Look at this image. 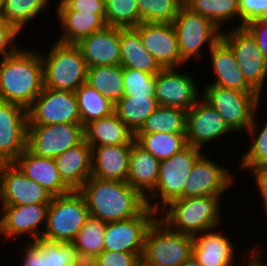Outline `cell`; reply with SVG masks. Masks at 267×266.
Segmentation results:
<instances>
[{"label":"cell","instance_id":"21","mask_svg":"<svg viewBox=\"0 0 267 266\" xmlns=\"http://www.w3.org/2000/svg\"><path fill=\"white\" fill-rule=\"evenodd\" d=\"M76 45L88 68L118 66L121 63L120 28L106 26L81 39Z\"/></svg>","mask_w":267,"mask_h":266},{"label":"cell","instance_id":"49","mask_svg":"<svg viewBox=\"0 0 267 266\" xmlns=\"http://www.w3.org/2000/svg\"><path fill=\"white\" fill-rule=\"evenodd\" d=\"M245 27L255 37L260 51L267 60V18L253 20Z\"/></svg>","mask_w":267,"mask_h":266},{"label":"cell","instance_id":"2","mask_svg":"<svg viewBox=\"0 0 267 266\" xmlns=\"http://www.w3.org/2000/svg\"><path fill=\"white\" fill-rule=\"evenodd\" d=\"M44 88L40 52L19 48L0 60V100L28 109Z\"/></svg>","mask_w":267,"mask_h":266},{"label":"cell","instance_id":"17","mask_svg":"<svg viewBox=\"0 0 267 266\" xmlns=\"http://www.w3.org/2000/svg\"><path fill=\"white\" fill-rule=\"evenodd\" d=\"M53 195L26 177L14 163H7L0 175V206L50 204Z\"/></svg>","mask_w":267,"mask_h":266},{"label":"cell","instance_id":"33","mask_svg":"<svg viewBox=\"0 0 267 266\" xmlns=\"http://www.w3.org/2000/svg\"><path fill=\"white\" fill-rule=\"evenodd\" d=\"M106 222L89 216L85 224L71 241L78 259L94 260L104 251Z\"/></svg>","mask_w":267,"mask_h":266},{"label":"cell","instance_id":"10","mask_svg":"<svg viewBox=\"0 0 267 266\" xmlns=\"http://www.w3.org/2000/svg\"><path fill=\"white\" fill-rule=\"evenodd\" d=\"M232 29H222L221 38L231 47L246 82L260 95L261 101V93L267 80V60L255 37L245 26Z\"/></svg>","mask_w":267,"mask_h":266},{"label":"cell","instance_id":"30","mask_svg":"<svg viewBox=\"0 0 267 266\" xmlns=\"http://www.w3.org/2000/svg\"><path fill=\"white\" fill-rule=\"evenodd\" d=\"M121 63L123 68L141 70L156 75L162 68L145 49L135 28H120Z\"/></svg>","mask_w":267,"mask_h":266},{"label":"cell","instance_id":"16","mask_svg":"<svg viewBox=\"0 0 267 266\" xmlns=\"http://www.w3.org/2000/svg\"><path fill=\"white\" fill-rule=\"evenodd\" d=\"M177 68H162L156 74L155 98L159 106L188 111L201 98L197 81Z\"/></svg>","mask_w":267,"mask_h":266},{"label":"cell","instance_id":"1","mask_svg":"<svg viewBox=\"0 0 267 266\" xmlns=\"http://www.w3.org/2000/svg\"><path fill=\"white\" fill-rule=\"evenodd\" d=\"M89 215L103 222H115L138 216L146 199L126 181L101 180L91 176L79 189Z\"/></svg>","mask_w":267,"mask_h":266},{"label":"cell","instance_id":"23","mask_svg":"<svg viewBox=\"0 0 267 266\" xmlns=\"http://www.w3.org/2000/svg\"><path fill=\"white\" fill-rule=\"evenodd\" d=\"M13 163L54 197L72 191L61 179L54 158L36 156L26 148Z\"/></svg>","mask_w":267,"mask_h":266},{"label":"cell","instance_id":"37","mask_svg":"<svg viewBox=\"0 0 267 266\" xmlns=\"http://www.w3.org/2000/svg\"><path fill=\"white\" fill-rule=\"evenodd\" d=\"M183 5L212 21L220 30L224 22L239 16V0H185Z\"/></svg>","mask_w":267,"mask_h":266},{"label":"cell","instance_id":"28","mask_svg":"<svg viewBox=\"0 0 267 266\" xmlns=\"http://www.w3.org/2000/svg\"><path fill=\"white\" fill-rule=\"evenodd\" d=\"M134 133L114 112L107 117L93 120L84 126V140L93 147L132 145Z\"/></svg>","mask_w":267,"mask_h":266},{"label":"cell","instance_id":"14","mask_svg":"<svg viewBox=\"0 0 267 266\" xmlns=\"http://www.w3.org/2000/svg\"><path fill=\"white\" fill-rule=\"evenodd\" d=\"M230 168L221 166L203 153L194 163L184 187V198L221 197L236 182ZM234 175V176H233Z\"/></svg>","mask_w":267,"mask_h":266},{"label":"cell","instance_id":"7","mask_svg":"<svg viewBox=\"0 0 267 266\" xmlns=\"http://www.w3.org/2000/svg\"><path fill=\"white\" fill-rule=\"evenodd\" d=\"M89 210L78 190L53 197L47 210L43 239L71 243L89 217Z\"/></svg>","mask_w":267,"mask_h":266},{"label":"cell","instance_id":"46","mask_svg":"<svg viewBox=\"0 0 267 266\" xmlns=\"http://www.w3.org/2000/svg\"><path fill=\"white\" fill-rule=\"evenodd\" d=\"M93 261L97 266H136L141 259L135 253L104 250Z\"/></svg>","mask_w":267,"mask_h":266},{"label":"cell","instance_id":"9","mask_svg":"<svg viewBox=\"0 0 267 266\" xmlns=\"http://www.w3.org/2000/svg\"><path fill=\"white\" fill-rule=\"evenodd\" d=\"M172 25L176 32L181 59L185 63L192 59H201V55H204L202 46L207 45L210 49L221 39L222 30L209 19L191 12L184 5Z\"/></svg>","mask_w":267,"mask_h":266},{"label":"cell","instance_id":"45","mask_svg":"<svg viewBox=\"0 0 267 266\" xmlns=\"http://www.w3.org/2000/svg\"><path fill=\"white\" fill-rule=\"evenodd\" d=\"M56 9L86 14H105V0H60Z\"/></svg>","mask_w":267,"mask_h":266},{"label":"cell","instance_id":"29","mask_svg":"<svg viewBox=\"0 0 267 266\" xmlns=\"http://www.w3.org/2000/svg\"><path fill=\"white\" fill-rule=\"evenodd\" d=\"M56 12L63 30L57 41L62 43L76 44L81 39L103 30L107 26L105 14H86L77 11Z\"/></svg>","mask_w":267,"mask_h":266},{"label":"cell","instance_id":"19","mask_svg":"<svg viewBox=\"0 0 267 266\" xmlns=\"http://www.w3.org/2000/svg\"><path fill=\"white\" fill-rule=\"evenodd\" d=\"M135 29L139 32L145 49L161 68H180L185 65L172 23L142 22Z\"/></svg>","mask_w":267,"mask_h":266},{"label":"cell","instance_id":"26","mask_svg":"<svg viewBox=\"0 0 267 266\" xmlns=\"http://www.w3.org/2000/svg\"><path fill=\"white\" fill-rule=\"evenodd\" d=\"M159 167L160 161L134 141L130 150L126 182L146 199L156 187Z\"/></svg>","mask_w":267,"mask_h":266},{"label":"cell","instance_id":"4","mask_svg":"<svg viewBox=\"0 0 267 266\" xmlns=\"http://www.w3.org/2000/svg\"><path fill=\"white\" fill-rule=\"evenodd\" d=\"M54 42L46 54L40 52L44 87L75 92L86 83V61L76 44H66L57 40Z\"/></svg>","mask_w":267,"mask_h":266},{"label":"cell","instance_id":"41","mask_svg":"<svg viewBox=\"0 0 267 266\" xmlns=\"http://www.w3.org/2000/svg\"><path fill=\"white\" fill-rule=\"evenodd\" d=\"M142 22L172 23L182 0H136Z\"/></svg>","mask_w":267,"mask_h":266},{"label":"cell","instance_id":"52","mask_svg":"<svg viewBox=\"0 0 267 266\" xmlns=\"http://www.w3.org/2000/svg\"><path fill=\"white\" fill-rule=\"evenodd\" d=\"M181 266H202L200 263L195 259L193 255H191Z\"/></svg>","mask_w":267,"mask_h":266},{"label":"cell","instance_id":"42","mask_svg":"<svg viewBox=\"0 0 267 266\" xmlns=\"http://www.w3.org/2000/svg\"><path fill=\"white\" fill-rule=\"evenodd\" d=\"M124 97L155 96L156 75L132 68H123Z\"/></svg>","mask_w":267,"mask_h":266},{"label":"cell","instance_id":"22","mask_svg":"<svg viewBox=\"0 0 267 266\" xmlns=\"http://www.w3.org/2000/svg\"><path fill=\"white\" fill-rule=\"evenodd\" d=\"M217 228L193 236L192 255L202 266H234L235 247L232 239Z\"/></svg>","mask_w":267,"mask_h":266},{"label":"cell","instance_id":"8","mask_svg":"<svg viewBox=\"0 0 267 266\" xmlns=\"http://www.w3.org/2000/svg\"><path fill=\"white\" fill-rule=\"evenodd\" d=\"M201 97L225 120L229 128L240 133L247 131L260 107L257 92H240L217 85H205Z\"/></svg>","mask_w":267,"mask_h":266},{"label":"cell","instance_id":"24","mask_svg":"<svg viewBox=\"0 0 267 266\" xmlns=\"http://www.w3.org/2000/svg\"><path fill=\"white\" fill-rule=\"evenodd\" d=\"M211 65L216 79L207 85H217L222 88L240 92H256L245 80L237 65L236 57L231 47L221 38L208 49Z\"/></svg>","mask_w":267,"mask_h":266},{"label":"cell","instance_id":"54","mask_svg":"<svg viewBox=\"0 0 267 266\" xmlns=\"http://www.w3.org/2000/svg\"><path fill=\"white\" fill-rule=\"evenodd\" d=\"M6 164L7 162L0 156V175L2 174L3 168Z\"/></svg>","mask_w":267,"mask_h":266},{"label":"cell","instance_id":"13","mask_svg":"<svg viewBox=\"0 0 267 266\" xmlns=\"http://www.w3.org/2000/svg\"><path fill=\"white\" fill-rule=\"evenodd\" d=\"M158 216L147 206L136 217L106 223L104 250L135 253L141 259L146 232Z\"/></svg>","mask_w":267,"mask_h":266},{"label":"cell","instance_id":"55","mask_svg":"<svg viewBox=\"0 0 267 266\" xmlns=\"http://www.w3.org/2000/svg\"><path fill=\"white\" fill-rule=\"evenodd\" d=\"M3 4H4V0H0V14H1V11H2V8H3Z\"/></svg>","mask_w":267,"mask_h":266},{"label":"cell","instance_id":"48","mask_svg":"<svg viewBox=\"0 0 267 266\" xmlns=\"http://www.w3.org/2000/svg\"><path fill=\"white\" fill-rule=\"evenodd\" d=\"M24 244L25 250L21 257L22 262H20V266H45V262L47 260V253L45 250L37 243L31 242L30 240Z\"/></svg>","mask_w":267,"mask_h":266},{"label":"cell","instance_id":"18","mask_svg":"<svg viewBox=\"0 0 267 266\" xmlns=\"http://www.w3.org/2000/svg\"><path fill=\"white\" fill-rule=\"evenodd\" d=\"M28 124L26 108L0 100V156L7 163L27 148Z\"/></svg>","mask_w":267,"mask_h":266},{"label":"cell","instance_id":"36","mask_svg":"<svg viewBox=\"0 0 267 266\" xmlns=\"http://www.w3.org/2000/svg\"><path fill=\"white\" fill-rule=\"evenodd\" d=\"M134 141L159 161L171 158L188 145L186 134H135Z\"/></svg>","mask_w":267,"mask_h":266},{"label":"cell","instance_id":"51","mask_svg":"<svg viewBox=\"0 0 267 266\" xmlns=\"http://www.w3.org/2000/svg\"><path fill=\"white\" fill-rule=\"evenodd\" d=\"M260 247L261 246L258 245V246H255V248H250V247L248 248L247 251L249 252L250 256L249 257H247V256L243 257L244 259L246 257L248 260V262H247V264H245V266H267V261L265 263H264V260L262 261V257H261L262 255L261 254H263V249L261 250Z\"/></svg>","mask_w":267,"mask_h":266},{"label":"cell","instance_id":"12","mask_svg":"<svg viewBox=\"0 0 267 266\" xmlns=\"http://www.w3.org/2000/svg\"><path fill=\"white\" fill-rule=\"evenodd\" d=\"M27 113L28 125L80 124L75 92L44 87Z\"/></svg>","mask_w":267,"mask_h":266},{"label":"cell","instance_id":"11","mask_svg":"<svg viewBox=\"0 0 267 266\" xmlns=\"http://www.w3.org/2000/svg\"><path fill=\"white\" fill-rule=\"evenodd\" d=\"M83 140L82 124L28 125L27 149L39 157L55 158Z\"/></svg>","mask_w":267,"mask_h":266},{"label":"cell","instance_id":"39","mask_svg":"<svg viewBox=\"0 0 267 266\" xmlns=\"http://www.w3.org/2000/svg\"><path fill=\"white\" fill-rule=\"evenodd\" d=\"M51 0H4L0 16L19 32L29 20H34Z\"/></svg>","mask_w":267,"mask_h":266},{"label":"cell","instance_id":"53","mask_svg":"<svg viewBox=\"0 0 267 266\" xmlns=\"http://www.w3.org/2000/svg\"><path fill=\"white\" fill-rule=\"evenodd\" d=\"M75 266H97L93 260H81L79 259Z\"/></svg>","mask_w":267,"mask_h":266},{"label":"cell","instance_id":"31","mask_svg":"<svg viewBox=\"0 0 267 266\" xmlns=\"http://www.w3.org/2000/svg\"><path fill=\"white\" fill-rule=\"evenodd\" d=\"M86 83L114 105L124 97L123 67L93 66L87 69Z\"/></svg>","mask_w":267,"mask_h":266},{"label":"cell","instance_id":"15","mask_svg":"<svg viewBox=\"0 0 267 266\" xmlns=\"http://www.w3.org/2000/svg\"><path fill=\"white\" fill-rule=\"evenodd\" d=\"M48 206L49 204L1 206L0 236L6 240L13 237L15 240L27 235L31 242H36L44 232Z\"/></svg>","mask_w":267,"mask_h":266},{"label":"cell","instance_id":"20","mask_svg":"<svg viewBox=\"0 0 267 266\" xmlns=\"http://www.w3.org/2000/svg\"><path fill=\"white\" fill-rule=\"evenodd\" d=\"M230 131L233 132L221 115L202 97L187 111L186 140L192 147L203 151L205 143L216 141Z\"/></svg>","mask_w":267,"mask_h":266},{"label":"cell","instance_id":"32","mask_svg":"<svg viewBox=\"0 0 267 266\" xmlns=\"http://www.w3.org/2000/svg\"><path fill=\"white\" fill-rule=\"evenodd\" d=\"M158 106L155 96L123 97L114 112L135 135Z\"/></svg>","mask_w":267,"mask_h":266},{"label":"cell","instance_id":"44","mask_svg":"<svg viewBox=\"0 0 267 266\" xmlns=\"http://www.w3.org/2000/svg\"><path fill=\"white\" fill-rule=\"evenodd\" d=\"M240 23L236 27H243L249 22L267 18V0H239Z\"/></svg>","mask_w":267,"mask_h":266},{"label":"cell","instance_id":"40","mask_svg":"<svg viewBox=\"0 0 267 266\" xmlns=\"http://www.w3.org/2000/svg\"><path fill=\"white\" fill-rule=\"evenodd\" d=\"M105 23L109 27L135 28L142 23L136 0H105Z\"/></svg>","mask_w":267,"mask_h":266},{"label":"cell","instance_id":"34","mask_svg":"<svg viewBox=\"0 0 267 266\" xmlns=\"http://www.w3.org/2000/svg\"><path fill=\"white\" fill-rule=\"evenodd\" d=\"M187 111L176 107L158 106L136 134H186Z\"/></svg>","mask_w":267,"mask_h":266},{"label":"cell","instance_id":"27","mask_svg":"<svg viewBox=\"0 0 267 266\" xmlns=\"http://www.w3.org/2000/svg\"><path fill=\"white\" fill-rule=\"evenodd\" d=\"M131 145L92 148L91 176L110 181H126Z\"/></svg>","mask_w":267,"mask_h":266},{"label":"cell","instance_id":"6","mask_svg":"<svg viewBox=\"0 0 267 266\" xmlns=\"http://www.w3.org/2000/svg\"><path fill=\"white\" fill-rule=\"evenodd\" d=\"M202 154L201 149L187 145L171 158L160 161L159 178L154 191L146 198L147 206L159 214L172 200L184 198L188 176Z\"/></svg>","mask_w":267,"mask_h":266},{"label":"cell","instance_id":"56","mask_svg":"<svg viewBox=\"0 0 267 266\" xmlns=\"http://www.w3.org/2000/svg\"><path fill=\"white\" fill-rule=\"evenodd\" d=\"M136 266H148V265H145L142 261H140Z\"/></svg>","mask_w":267,"mask_h":266},{"label":"cell","instance_id":"50","mask_svg":"<svg viewBox=\"0 0 267 266\" xmlns=\"http://www.w3.org/2000/svg\"><path fill=\"white\" fill-rule=\"evenodd\" d=\"M252 176H254L252 178L255 180L254 182L259 190L260 198H262L264 215L267 217V164L259 167Z\"/></svg>","mask_w":267,"mask_h":266},{"label":"cell","instance_id":"47","mask_svg":"<svg viewBox=\"0 0 267 266\" xmlns=\"http://www.w3.org/2000/svg\"><path fill=\"white\" fill-rule=\"evenodd\" d=\"M20 32L0 16V60L14 53L19 47L15 44ZM2 57V58H1Z\"/></svg>","mask_w":267,"mask_h":266},{"label":"cell","instance_id":"43","mask_svg":"<svg viewBox=\"0 0 267 266\" xmlns=\"http://www.w3.org/2000/svg\"><path fill=\"white\" fill-rule=\"evenodd\" d=\"M47 253L45 266H75L79 260L71 243L49 241L39 238L36 241Z\"/></svg>","mask_w":267,"mask_h":266},{"label":"cell","instance_id":"25","mask_svg":"<svg viewBox=\"0 0 267 266\" xmlns=\"http://www.w3.org/2000/svg\"><path fill=\"white\" fill-rule=\"evenodd\" d=\"M63 182L71 189L78 190L92 172V148L83 140L54 158Z\"/></svg>","mask_w":267,"mask_h":266},{"label":"cell","instance_id":"35","mask_svg":"<svg viewBox=\"0 0 267 266\" xmlns=\"http://www.w3.org/2000/svg\"><path fill=\"white\" fill-rule=\"evenodd\" d=\"M80 124L85 126L89 122L114 113L115 105L102 93H99L87 83L82 84L76 91Z\"/></svg>","mask_w":267,"mask_h":266},{"label":"cell","instance_id":"5","mask_svg":"<svg viewBox=\"0 0 267 266\" xmlns=\"http://www.w3.org/2000/svg\"><path fill=\"white\" fill-rule=\"evenodd\" d=\"M193 236L171 229L159 216L149 226L141 261L148 266H181L191 255Z\"/></svg>","mask_w":267,"mask_h":266},{"label":"cell","instance_id":"3","mask_svg":"<svg viewBox=\"0 0 267 266\" xmlns=\"http://www.w3.org/2000/svg\"><path fill=\"white\" fill-rule=\"evenodd\" d=\"M221 200L216 196L178 198L159 212L163 214L159 218L171 229L191 236L219 229L223 218Z\"/></svg>","mask_w":267,"mask_h":266},{"label":"cell","instance_id":"38","mask_svg":"<svg viewBox=\"0 0 267 266\" xmlns=\"http://www.w3.org/2000/svg\"><path fill=\"white\" fill-rule=\"evenodd\" d=\"M257 115L258 112L256 111L252 123L246 131L249 133L248 136H250L252 143L242 155L240 165H238V170H250L251 174L259 167L267 164V121L264 123L265 125L261 126V129L258 128Z\"/></svg>","mask_w":267,"mask_h":266}]
</instances>
